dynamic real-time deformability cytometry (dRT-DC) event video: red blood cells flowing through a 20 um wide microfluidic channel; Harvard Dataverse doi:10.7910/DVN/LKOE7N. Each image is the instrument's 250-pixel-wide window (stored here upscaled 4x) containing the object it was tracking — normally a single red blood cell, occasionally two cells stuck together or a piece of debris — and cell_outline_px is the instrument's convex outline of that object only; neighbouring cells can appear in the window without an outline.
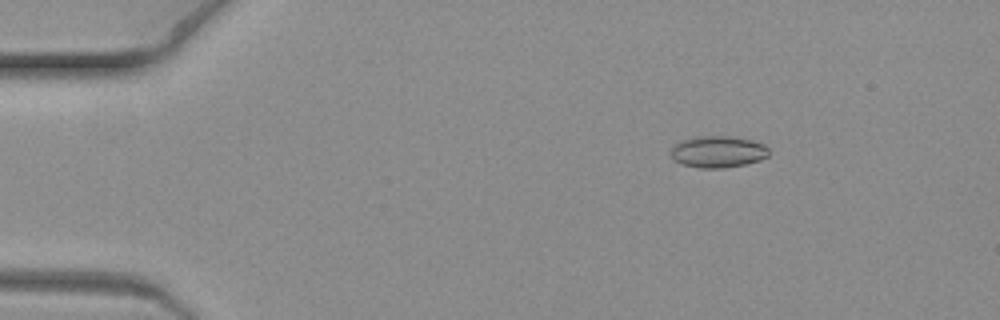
{"species": "common noctule bat (a hibernating species)", "species_latin": "Nyctalus noctula", "temperature_condition": "warm", "stored_images_in_passage": 9, "camera_frame_rate_fps": 3000, "um_per_image_px": 0.085, "animal": {"sex": "female", "body_mass_g": 19.3, "forearm_length_mm": 54.1}, "frame": {"image": 1, "passage_image": 3, "time_ms": 0.667, "image_size_px": [1000, 320], "cell_outline_px": [[768, 156], [760, 160], [744, 164], [720, 168], [700, 168], [680, 164], [672, 156], [672, 148], [676, 144], [684, 140], [700, 136], [728, 136], [752, 140], [764, 144], [768, 148]], "centroid_in_image_um": [61.05, 12.9], "position_along_channel_um": 23.9, "area_um2": 17.8}}
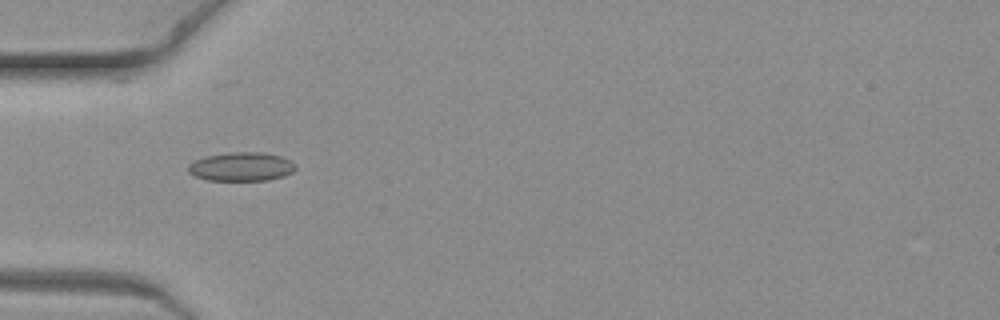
{"frame": {"image": 2, "passage_image": 7, "time_ms": 2.0, "image_size_px": [1000, 320], "cell_outline_px": [[296, 168], [292, 172], [284, 176], [268, 180], [208, 180], [196, 176], [188, 172], [188, 164], [204, 156], [228, 152], [264, 152], [280, 156], [292, 160], [296, 164]], "centroid_in_image_um": [20.54, 14.15], "position_along_channel_um": 64.5, "area_um2": 18.15}}